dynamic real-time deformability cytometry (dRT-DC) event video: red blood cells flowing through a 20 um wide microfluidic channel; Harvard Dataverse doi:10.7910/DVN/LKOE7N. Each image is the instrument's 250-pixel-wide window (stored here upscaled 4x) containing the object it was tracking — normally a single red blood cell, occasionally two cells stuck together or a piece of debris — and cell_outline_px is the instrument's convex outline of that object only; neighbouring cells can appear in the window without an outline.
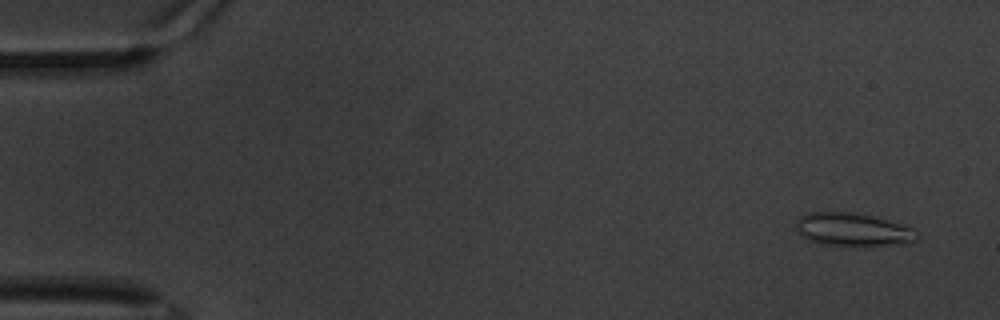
{"species": "common noctule bat (a hibernating species)", "species_latin": "Nyctalus noctula", "temperature_condition": "warm", "stored_images_in_passage": 62, "camera_frame_rate_fps": 3000, "um_per_image_px": 0.085, "animal": {"sex": "male", "body_mass_g": 20.1, "forearm_length_mm": 53.5}, "frame": {"image": 1, "passage_image": 4, "time_ms": 1.0, "image_size_px": [1000, 320], "cell_outline_px": [[920, 236], [916, 240], [892, 244], [820, 244], [808, 240], [796, 228], [796, 220], [800, 216], [808, 212], [852, 212], [880, 216], [916, 228], [920, 232]], "centroid_in_image_um": [72.55, 19.46], "position_along_channel_um": 12.4, "area_um2": 23.29}}
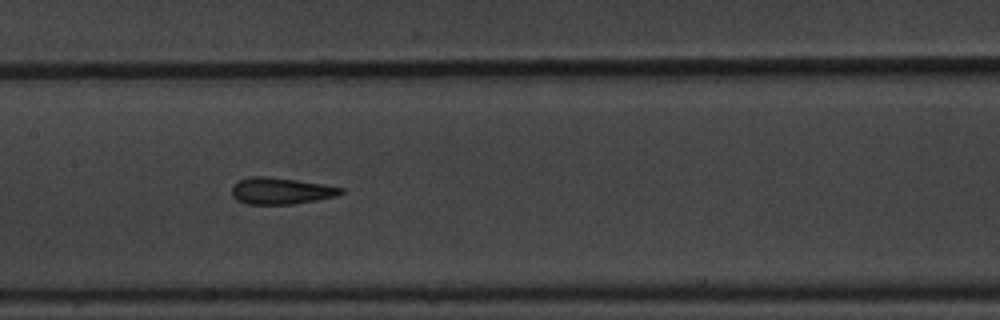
{"frame": {"image": 2, "passage_image": 31, "time_ms": 10.0, "image_size_px": [1000, 320], "cell_outline_px": [[344, 192], [336, 196], [316, 200], [292, 204], [248, 204], [236, 200], [232, 196], [232, 184], [236, 180], [248, 176], [268, 176], [324, 184], [344, 188]], "centroid_in_image_um": [23.83, 16.21], "position_along_channel_um": 183.6, "area_um2": 17.11}}
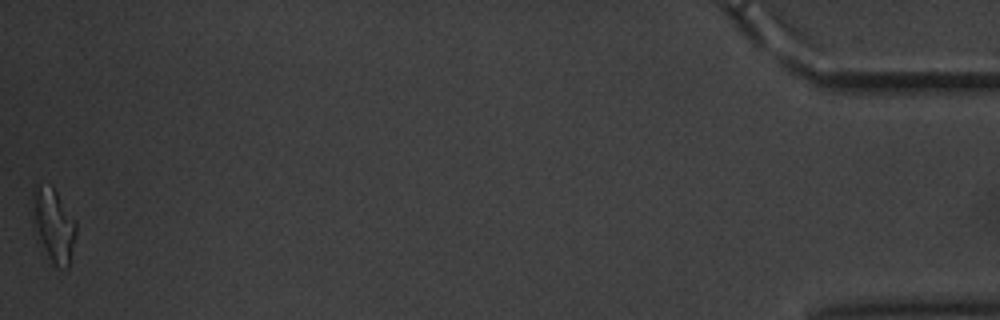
{"frame": {"image": 3, "passage_image": 62, "time_ms": 20.333, "image_size_px": [1000, 320], "cell_outline_px": [[76, 232], [68, 268], [64, 268], [52, 264], [36, 240], [32, 228], [32, 188], [52, 184], [76, 220]], "centroid_in_image_um": [4.51, 19.13], "position_along_channel_um": 430.7, "area_um2": 19.25}, "authors_computed_cell_mechanics": {"area_um2": 17.1377, "velocity_mm_per_s": 3.2914, "shape_relaxation_time_tau1_ms": 7.1105, "shape_relaxation_time_tau2_ms": 2.0791, "deformation_change_tau1": 0.1528, "deformation_change_tau2": 0.0892}}